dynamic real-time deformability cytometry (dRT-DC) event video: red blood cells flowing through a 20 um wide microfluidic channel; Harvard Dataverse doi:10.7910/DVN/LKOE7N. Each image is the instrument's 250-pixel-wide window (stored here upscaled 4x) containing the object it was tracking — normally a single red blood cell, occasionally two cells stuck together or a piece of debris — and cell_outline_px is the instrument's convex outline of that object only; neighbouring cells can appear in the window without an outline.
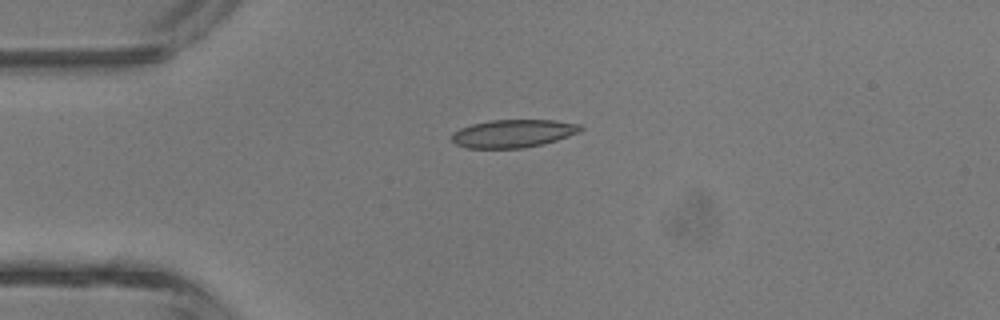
{"species": "common noctule bat (a hibernating species)", "species_latin": "Nyctalus noctula", "temperature_condition": "room temperature", "stored_images_in_passage": 2, "camera_frame_rate_fps": 3000, "um_per_image_px": 0.085, "animal": {"sex": "male", "body_mass_g": 13.3}, "frame": {"image": 1, "passage_image": 1, "time_ms": 0.0, "image_size_px": [1000, 320], "cell_outline_px": [[584, 128], [580, 132], [544, 144], [520, 148], [468, 148], [456, 144], [452, 140], [452, 132], [460, 128], [472, 124], [492, 120], [556, 120], [580, 124]], "centroid_in_image_um": [43.64, 11.34], "position_along_channel_um": 41.4, "area_um2": 20.98}}